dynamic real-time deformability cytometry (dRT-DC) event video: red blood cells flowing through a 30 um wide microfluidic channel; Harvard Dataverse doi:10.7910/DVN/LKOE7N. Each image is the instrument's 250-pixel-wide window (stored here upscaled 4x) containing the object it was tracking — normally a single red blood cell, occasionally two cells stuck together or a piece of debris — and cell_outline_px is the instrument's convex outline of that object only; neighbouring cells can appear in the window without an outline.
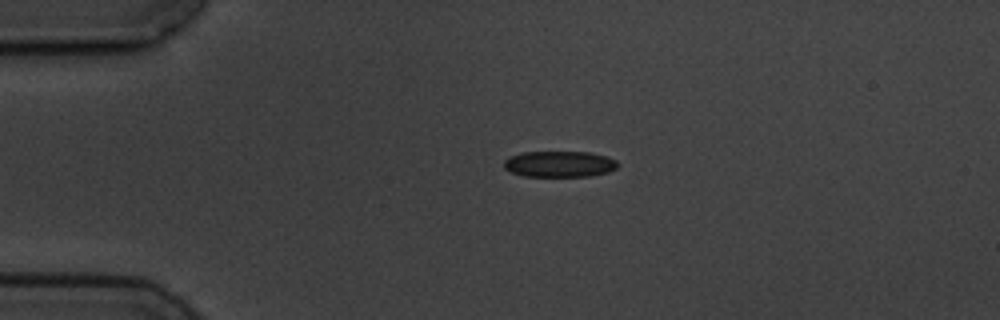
{"species": "common noctule bat (a hibernating species)", "species_latin": "Nyctalus noctula", "temperature_condition": "cold", "stored_images_in_passage": 2, "camera_frame_rate_fps": 3000, "um_per_image_px": 0.085, "animal": {"sex": "male", "body_mass_g": 19.5, "forearm_length_mm": 54.6}, "frame": {"image": 1, "passage_image": 1, "time_ms": 0.0, "image_size_px": [1000, 320], "cell_outline_px": [[620, 164], [616, 168], [608, 172], [588, 176], [524, 176], [512, 172], [504, 168], [504, 160], [508, 156], [524, 152], [592, 152], [608, 156], [616, 160]], "centroid_in_image_um": [47.57, 13.93], "position_along_channel_um": 37.4, "area_um2": 17.4}}